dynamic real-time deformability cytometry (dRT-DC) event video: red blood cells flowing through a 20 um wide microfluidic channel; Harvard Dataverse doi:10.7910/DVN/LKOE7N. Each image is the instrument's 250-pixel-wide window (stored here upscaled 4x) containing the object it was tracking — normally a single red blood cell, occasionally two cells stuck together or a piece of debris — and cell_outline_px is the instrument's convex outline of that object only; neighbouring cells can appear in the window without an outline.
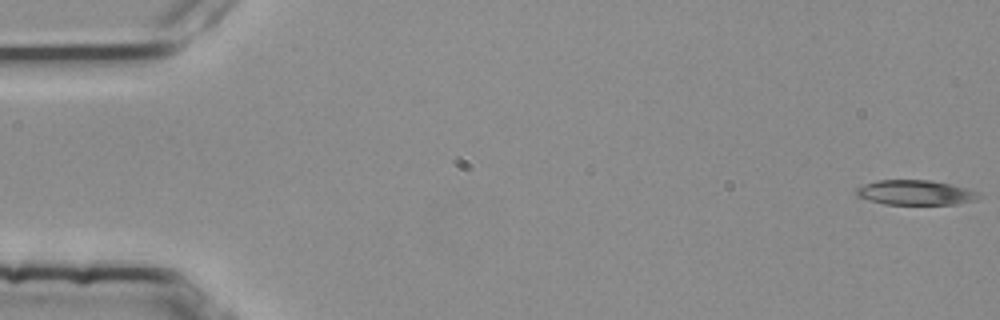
{"species": "common noctule bat (a hibernating species)", "species_latin": "Nyctalus noctula", "temperature_condition": "room temperature", "stored_images_in_passage": 4, "camera_frame_rate_fps": 3000, "um_per_image_px": 0.085, "animal": {"sex": "female", "body_mass_g": 25.1}, "frame": {"image": 1, "passage_image": 1, "time_ms": 0.0, "image_size_px": [1000, 320], "cell_outline_px": [[984, 196], [976, 200], [956, 204], [884, 204], [856, 196], [856, 188], [864, 184], [876, 180], [932, 180], [968, 188], [980, 192]], "centroid_in_image_um": [77.86, 16.36], "position_along_channel_um": 7.1, "area_um2": 17.92}}
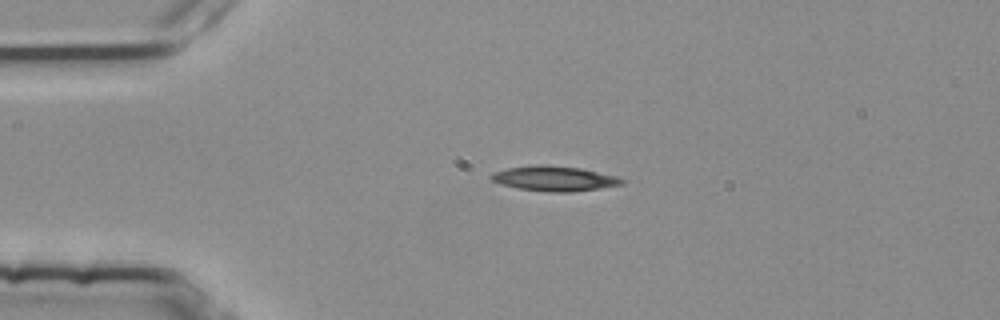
{"frame": {"image": 2, "passage_image": 3, "time_ms": 0.667, "image_size_px": [1000, 320], "cell_outline_px": [[624, 184], [600, 188], [572, 192], [548, 192], [516, 188], [500, 184], [492, 180], [488, 176], [492, 172], [508, 168], [536, 164], [544, 164], [580, 168], [616, 176], [624, 180]], "centroid_in_image_um": [47.07, 15.17], "position_along_channel_um": 37.9, "area_um2": 19.13}}